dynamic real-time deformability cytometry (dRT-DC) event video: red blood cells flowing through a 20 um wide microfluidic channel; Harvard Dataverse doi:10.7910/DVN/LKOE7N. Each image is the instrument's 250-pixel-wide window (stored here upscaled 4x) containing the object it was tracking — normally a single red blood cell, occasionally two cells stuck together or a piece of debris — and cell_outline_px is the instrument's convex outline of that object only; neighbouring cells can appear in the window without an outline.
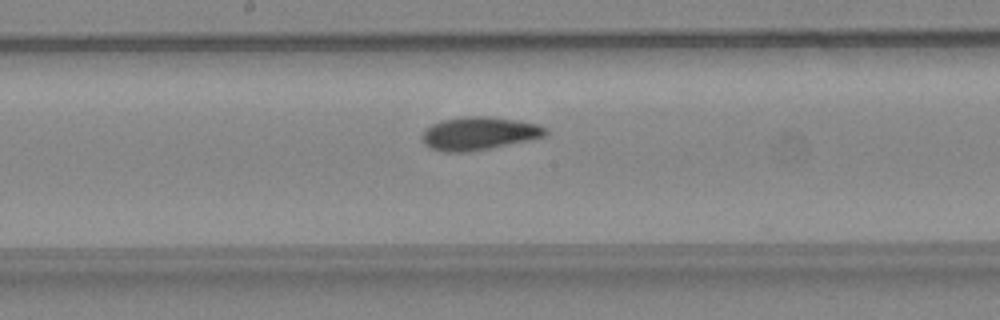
{"species": "common noctule bat (a hibernating species)", "species_latin": "Nyctalus noctula", "temperature_condition": "warm", "stored_images_in_passage": 31, "camera_frame_rate_fps": 3000, "um_per_image_px": 0.085, "animal": {"sex": "female", "body_mass_g": 24.6, "forearm_length_mm": 56.2}, "frame": {"image": 1, "passage_image": 12, "time_ms": 3.667, "image_size_px": [1000, 320], "cell_outline_px": [[548, 132], [544, 136], [528, 140], [468, 152], [444, 152], [428, 148], [424, 144], [420, 136], [432, 124], [440, 120], [464, 116], [488, 116], [536, 124], [548, 128]], "centroid_in_image_um": [40.65, 11.34], "position_along_channel_um": 207.5, "area_um2": 23.64}}
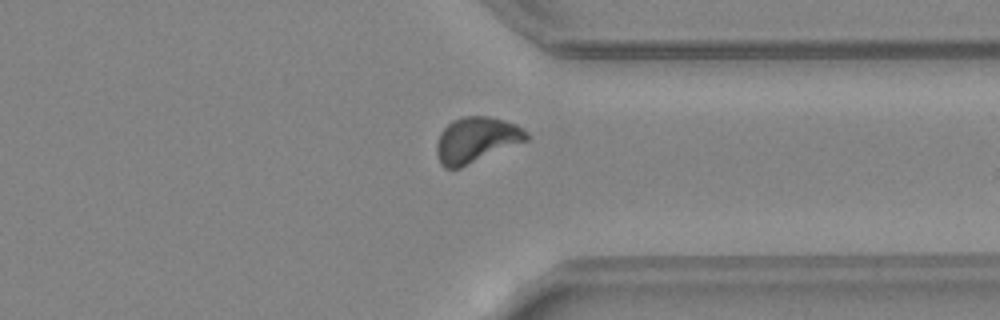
{"frame": {"image": 2, "passage_image": 23, "time_ms": 7.333, "image_size_px": [1000, 320], "cell_outline_px": [[528, 140], [460, 168], [444, 168], [440, 164], [436, 156], [436, 144], [440, 132], [452, 120], [464, 116], [488, 116], [504, 120], [516, 124], [528, 132]], "centroid_in_image_um": [40.46, 11.89], "position_along_channel_um": 370.9, "area_um2": 23.93}}
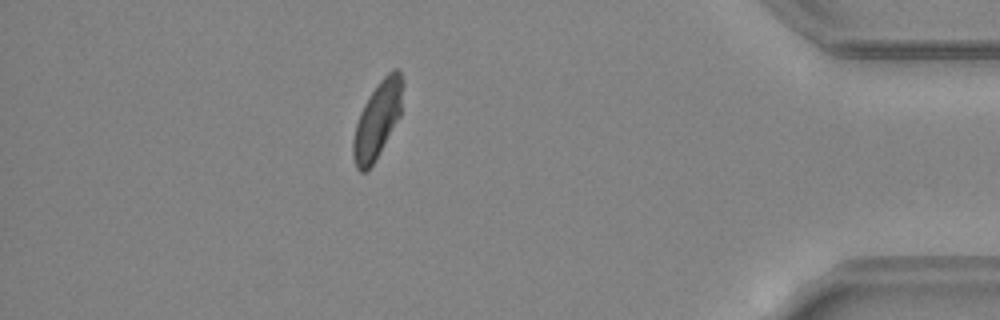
{"frame": {"image": 3, "passage_image": 28, "time_ms": 9.0, "image_size_px": [1000, 320], "cell_outline_px": [[404, 84], [400, 116], [368, 172], [360, 172], [356, 168], [352, 156], [352, 140], [356, 124], [360, 112], [364, 104], [376, 84], [392, 68], [396, 68], [400, 72], [404, 80]], "centroid_in_image_um": [32.08, 10.17], "position_along_channel_um": 403.1, "area_um2": 22.25}}